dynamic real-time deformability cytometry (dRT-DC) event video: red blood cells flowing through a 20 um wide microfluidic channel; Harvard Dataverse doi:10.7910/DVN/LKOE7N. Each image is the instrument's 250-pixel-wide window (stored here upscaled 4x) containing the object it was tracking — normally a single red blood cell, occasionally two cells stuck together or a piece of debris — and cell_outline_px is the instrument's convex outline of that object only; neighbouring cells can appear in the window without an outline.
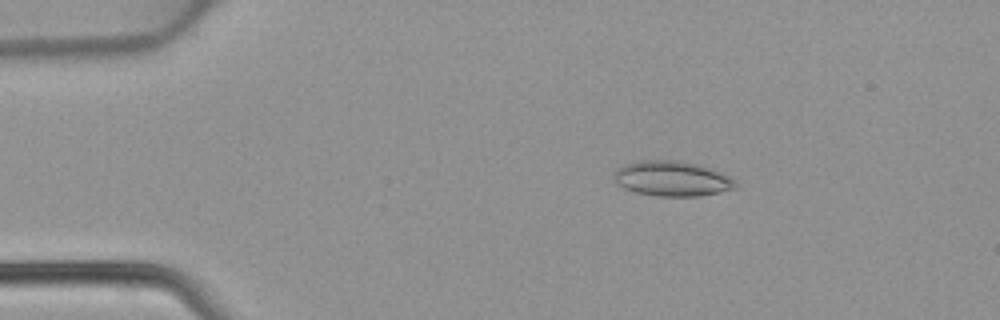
{"species": "common noctule bat (a hibernating species)", "species_latin": "Nyctalus noctula", "temperature_condition": "warm", "stored_images_in_passage": 47, "camera_frame_rate_fps": 3000, "um_per_image_px": 0.085, "animal": {"sex": "female", "body_mass_g": 22.7, "forearm_length_mm": 54.2}, "frame": {"image": 1, "passage_image": 8, "time_ms": 2.333, "image_size_px": [1000, 320], "cell_outline_px": [[736, 188], [720, 192], [700, 196], [656, 196], [636, 192], [624, 188], [616, 184], [612, 176], [616, 168], [624, 164], [640, 160], [680, 160], [700, 164], [720, 172], [728, 176], [736, 184]], "centroid_in_image_um": [57.07, 15.17], "position_along_channel_um": 27.9, "area_um2": 25.09}}
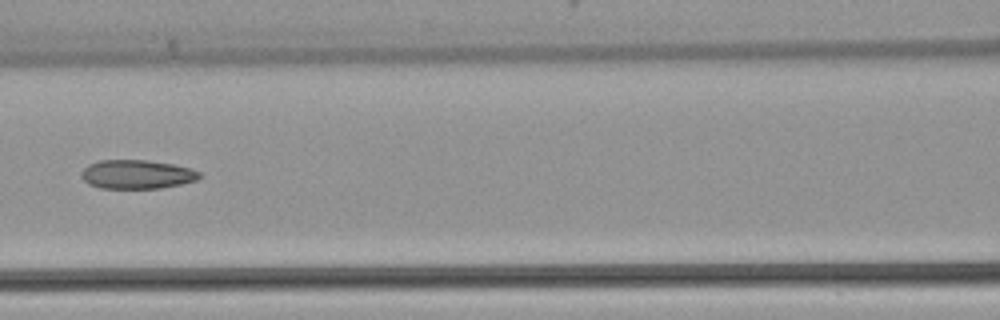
{"frame": {"image": 2, "passage_image": 21, "time_ms": 6.667, "image_size_px": [1000, 320], "cell_outline_px": [[204, 176], [196, 180], [180, 184], [160, 188], [100, 188], [88, 184], [80, 176], [80, 172], [88, 164], [96, 160], [144, 160], [172, 164], [192, 168], [200, 172]], "centroid_in_image_um": [11.62, 14.81], "position_along_channel_um": 155.0, "area_um2": 20.06}}
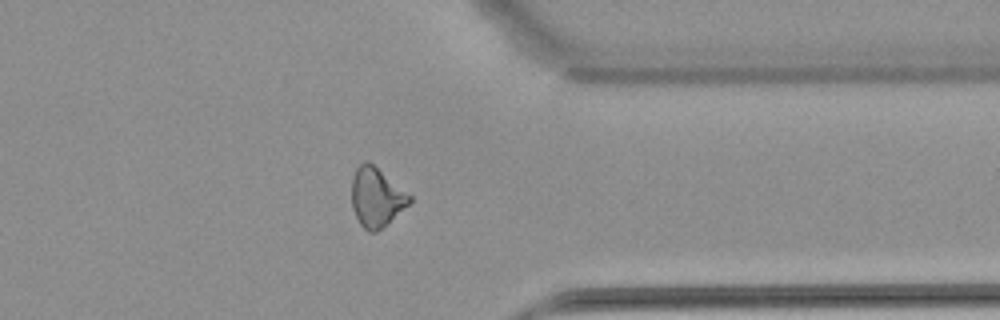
{"frame": {"image": 3, "passage_image": 37, "time_ms": 12.0, "image_size_px": [1000, 320], "cell_outline_px": [[412, 200], [408, 204], [376, 232], [368, 232], [360, 224], [352, 208], [352, 176], [356, 168], [364, 160], [368, 160], [412, 196]], "centroid_in_image_um": [31.96, 16.74], "position_along_channel_um": 379.4, "area_um2": 19.65}}